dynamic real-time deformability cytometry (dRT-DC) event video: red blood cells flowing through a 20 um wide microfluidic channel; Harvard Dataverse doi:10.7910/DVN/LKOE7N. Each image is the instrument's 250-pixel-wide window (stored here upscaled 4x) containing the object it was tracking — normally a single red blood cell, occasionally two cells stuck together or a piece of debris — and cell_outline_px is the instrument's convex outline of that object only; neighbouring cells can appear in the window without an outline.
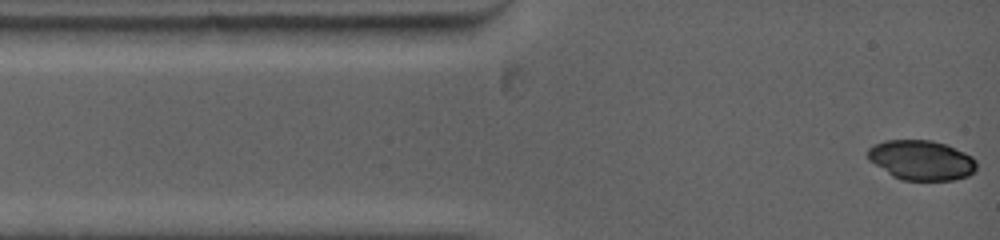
{"species": "common noctule bat (a hibernating species)", "species_latin": "Nyctalus noctula", "temperature_condition": "warm", "stored_images_in_passage": 77, "camera_frame_rate_fps": 5000, "um_per_image_px": 0.085, "animal": {"sex": "female", "body_mass_g": 19.0, "forearm_length_mm": 53.3}, "frame": {"image": 1, "passage_image": 1, "time_ms": 0.0, "image_size_px": [1000, 240], "cell_outline_px": [[976, 168], [968, 176], [956, 180], [900, 180], [892, 176], [868, 160], [868, 148], [884, 140], [932, 140], [944, 144], [964, 152], [972, 156], [976, 160]], "centroid_in_image_um": [78.31, 13.62], "position_along_channel_um": 6.7, "area_um2": 25.26}}
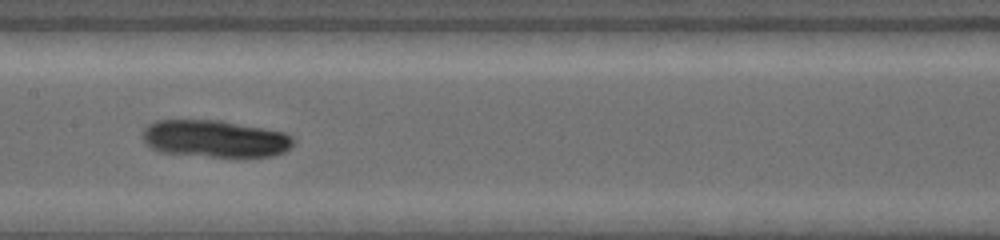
{"frame": {"image": 2, "passage_image": 25, "time_ms": 5.8, "image_size_px": [1000, 240], "cell_outline_px": [[296, 140], [292, 148], [284, 152], [272, 156], [212, 156], [160, 152], [152, 148], [144, 140], [144, 128], [148, 124], [156, 120], [224, 120], [284, 132], [292, 136]], "centroid_in_image_um": [18.33, 11.77], "position_along_channel_um": 189.1, "area_um2": 32.66}}
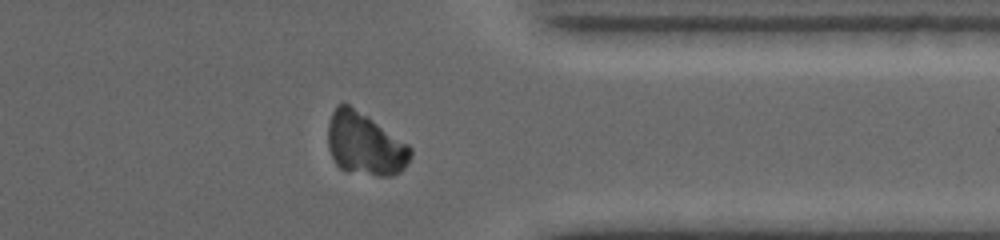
{"frame": {"image": 3, "passage_image": 63, "time_ms": 10.8, "image_size_px": [1000, 240], "cell_outline_px": [[412, 156], [404, 168], [400, 172], [392, 176], [376, 176], [348, 172], [340, 168], [336, 164], [328, 148], [328, 124], [332, 112], [336, 104], [348, 104], [368, 116], [408, 144], [412, 148]], "centroid_in_image_um": [31.02, 12.26], "position_along_channel_um": 380.4, "area_um2": 30.29}}